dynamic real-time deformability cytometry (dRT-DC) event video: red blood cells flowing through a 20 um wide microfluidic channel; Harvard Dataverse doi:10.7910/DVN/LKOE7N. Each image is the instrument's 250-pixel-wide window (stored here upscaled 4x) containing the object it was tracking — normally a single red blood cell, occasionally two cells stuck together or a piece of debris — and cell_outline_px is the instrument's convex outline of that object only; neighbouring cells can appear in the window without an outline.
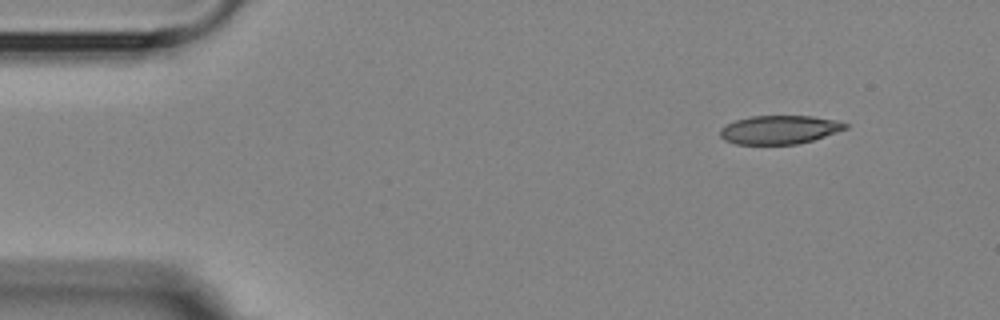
{"species": "Egyptian fruit bat (a non-hibernating species)", "species_latin": "Rousettus aegyptiacus", "temperature_condition": "room temperature", "stored_images_in_passage": 4, "segment_of_instrument_passage": [1, 2], "camera_frame_rate_fps": 3000, "um_per_image_px": 0.085, "animal": {"sex": "female"}, "frame": {"image": 1, "passage_image": 1, "time_ms": 0.0, "image_size_px": [1000, 320], "cell_outline_px": [[848, 128], [812, 140], [796, 144], [736, 144], [724, 140], [720, 136], [720, 128], [736, 120], [752, 116], [812, 116], [836, 120], [848, 124]], "centroid_in_image_um": [66.24, 11.02], "position_along_channel_um": 18.8, "area_um2": 20.69}}
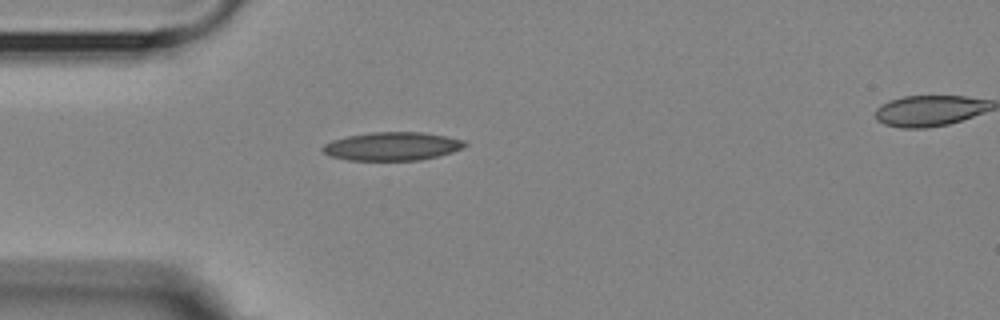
{"frame": {"image": 2, "passage_image": 3, "time_ms": 3.0, "image_size_px": [1000, 320], "cell_outline_px": [[468, 144], [464, 148], [440, 156], [420, 160], [348, 160], [332, 156], [324, 152], [320, 148], [324, 144], [332, 140], [348, 136], [372, 132], [424, 132], [464, 140]], "centroid_in_image_um": [33.37, 12.43], "position_along_channel_um": 51.6, "area_um2": 23.52}}